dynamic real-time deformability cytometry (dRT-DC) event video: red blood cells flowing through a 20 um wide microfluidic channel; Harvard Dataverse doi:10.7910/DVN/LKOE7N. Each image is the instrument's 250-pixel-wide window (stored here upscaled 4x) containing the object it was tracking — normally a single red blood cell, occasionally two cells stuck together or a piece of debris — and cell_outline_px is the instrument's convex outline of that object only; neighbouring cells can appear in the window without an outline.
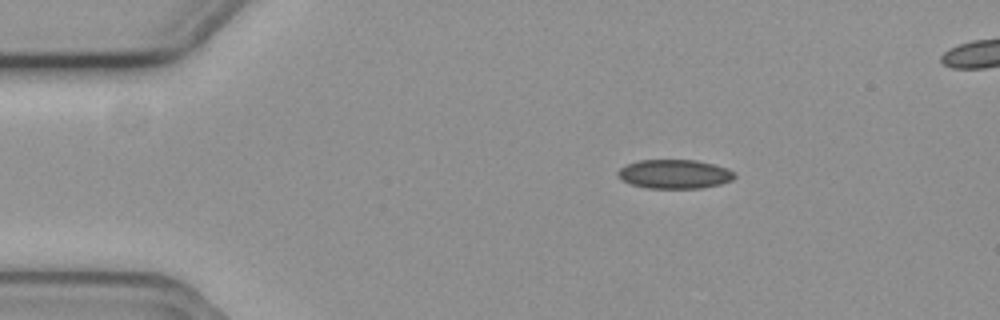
{"species": "common noctule bat (a hibernating species)", "species_latin": "Nyctalus noctula", "temperature_condition": "cold", "stored_images_in_passage": 47, "camera_frame_rate_fps": 3000, "um_per_image_px": 0.085, "animal": {"sex": "female", "body_mass_g": 19.3, "forearm_length_mm": 54.1}, "frame": {"image": 1, "passage_image": 1, "time_ms": 0.0, "image_size_px": [1000, 320], "cell_outline_px": [[736, 176], [732, 180], [720, 184], [700, 188], [644, 188], [628, 184], [620, 180], [616, 176], [616, 172], [620, 168], [628, 164], [640, 160], [696, 160], [728, 168]], "centroid_in_image_um": [57.27, 14.8], "position_along_channel_um": 27.7, "area_um2": 19.88}}
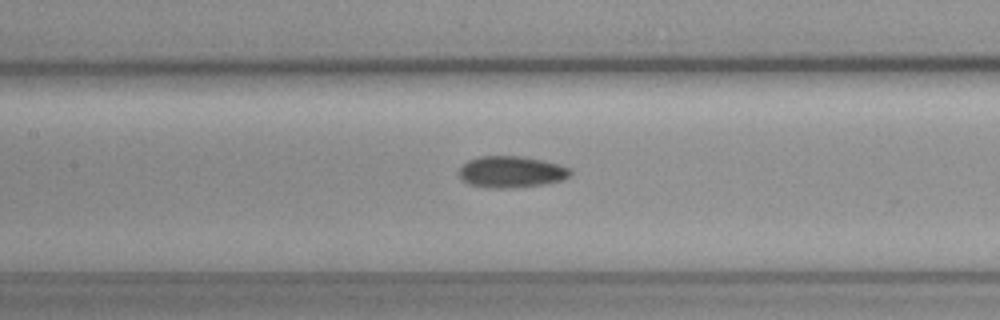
{"frame": {"image": 2, "passage_image": 17, "time_ms": 5.333, "image_size_px": [1000, 320], "cell_outline_px": [[572, 172], [564, 180], [544, 184], [512, 188], [492, 188], [468, 184], [460, 176], [460, 168], [468, 160], [480, 156], [524, 156], [544, 160], [560, 164], [572, 168]], "centroid_in_image_um": [43.51, 14.6], "position_along_channel_um": 163.9, "area_um2": 20.58}}
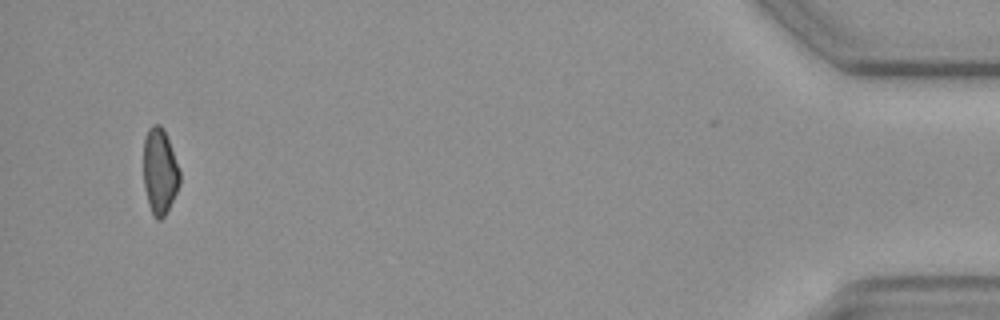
{"frame": {"image": 3, "passage_image": 45, "time_ms": 14.667, "image_size_px": [1000, 320], "cell_outline_px": [[180, 184], [164, 216], [160, 220], [156, 220], [152, 216], [148, 204], [144, 188], [144, 140], [148, 128], [152, 124], [160, 124], [164, 128], [180, 172]], "centroid_in_image_um": [13.56, 14.57], "position_along_channel_um": 421.6, "area_um2": 18.15}}